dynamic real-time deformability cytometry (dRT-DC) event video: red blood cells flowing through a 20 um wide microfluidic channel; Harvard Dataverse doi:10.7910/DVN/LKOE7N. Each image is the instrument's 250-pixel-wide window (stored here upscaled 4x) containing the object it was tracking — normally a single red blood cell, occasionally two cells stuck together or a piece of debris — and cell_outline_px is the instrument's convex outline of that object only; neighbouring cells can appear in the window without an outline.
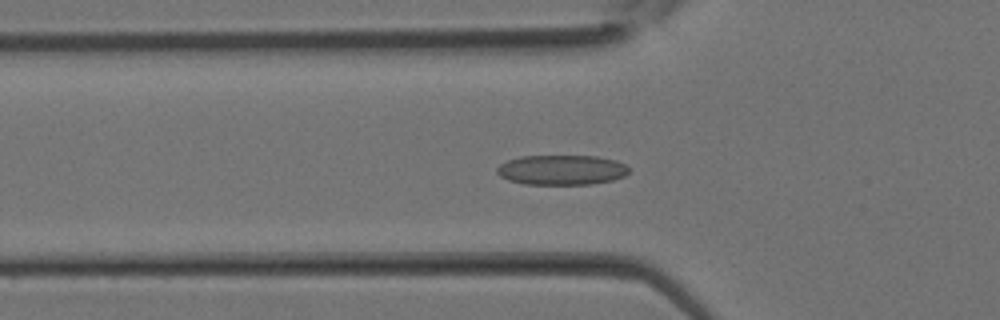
{"species": "Egyptian fruit bat (a non-hibernating species)", "species_latin": "Rousettus aegyptiacus", "temperature_condition": "room temperature", "stored_images_in_passage": 32, "camera_frame_rate_fps": 3000, "um_per_image_px": 0.085, "animal": {"sex": "female"}, "frame": {"image": 1, "passage_image": 10, "time_ms": 3.0, "image_size_px": [1000, 320], "cell_outline_px": [[628, 172], [624, 176], [612, 180], [592, 184], [524, 184], [508, 180], [500, 176], [496, 172], [496, 168], [500, 164], [508, 160], [520, 156], [596, 156], [616, 160], [624, 164], [628, 168]], "centroid_in_image_um": [47.71, 14.44], "position_along_channel_um": 78.1, "area_um2": 23.0}}
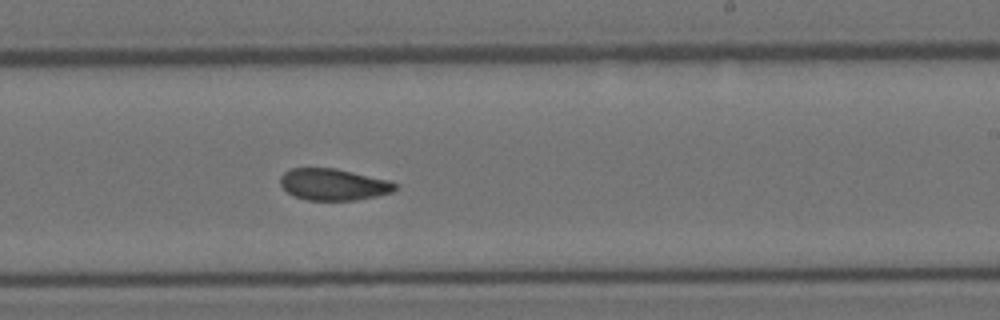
{"frame": {"image": 2, "passage_image": 19, "time_ms": 6.0, "image_size_px": [1000, 320], "cell_outline_px": [[396, 188], [392, 192], [376, 196], [356, 200], [308, 200], [296, 196], [288, 192], [280, 184], [280, 176], [284, 172], [292, 168], [336, 168], [388, 180], [396, 184]], "centroid_in_image_um": [28.33, 15.67], "position_along_channel_um": 260.7, "area_um2": 20.98}}
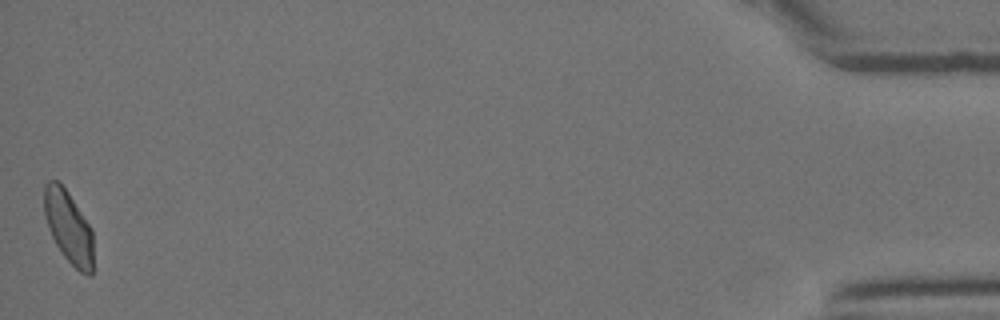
{"frame": {"image": 3, "passage_image": 32, "time_ms": 10.333, "image_size_px": [1000, 320], "cell_outline_px": [[92, 276], [88, 276], [80, 272], [60, 252], [48, 228], [44, 216], [44, 184], [48, 180], [60, 180], [92, 228]], "centroid_in_image_um": [5.81, 19.26], "position_along_channel_um": 429.4, "area_um2": 20.87}}